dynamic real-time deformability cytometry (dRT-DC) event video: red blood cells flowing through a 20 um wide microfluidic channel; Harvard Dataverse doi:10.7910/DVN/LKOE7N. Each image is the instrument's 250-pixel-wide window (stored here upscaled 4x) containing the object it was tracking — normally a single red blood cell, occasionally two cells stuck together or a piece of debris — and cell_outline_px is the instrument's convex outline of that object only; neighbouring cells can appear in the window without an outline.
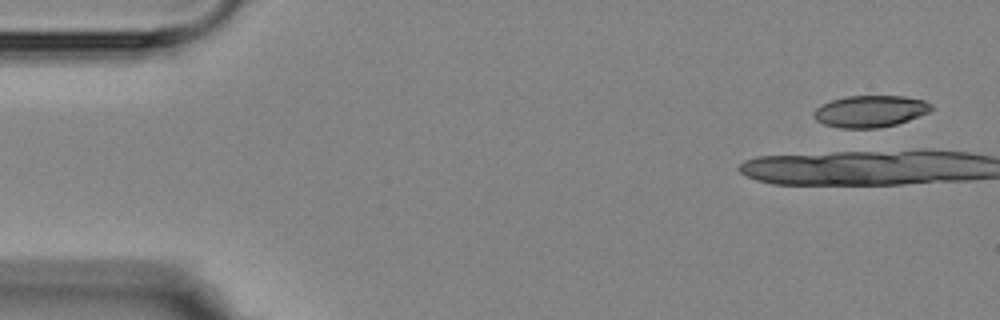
{"species": "Egyptian fruit bat (a non-hibernating species)", "species_latin": "Rousettus aegyptiacus", "temperature_condition": "room temperature", "stored_images_in_passage": 4, "segment_of_instrument_passage": [2, 2], "camera_frame_rate_fps": 3000, "um_per_image_px": 0.085, "animal": {"sex": "female"}, "frame": {"image": 1, "passage_image": 4, "time_ms": 5.0, "image_size_px": [1000, 320], "cell_outline_px": [[932, 108], [928, 112], [908, 120], [896, 124], [880, 128], [840, 128], [824, 124], [816, 120], [812, 116], [812, 112], [820, 104], [832, 100], [848, 96], [904, 96], [924, 100], [932, 104]], "centroid_in_image_um": [73.93, 9.46], "position_along_channel_um": 11.1, "area_um2": 21.79}}